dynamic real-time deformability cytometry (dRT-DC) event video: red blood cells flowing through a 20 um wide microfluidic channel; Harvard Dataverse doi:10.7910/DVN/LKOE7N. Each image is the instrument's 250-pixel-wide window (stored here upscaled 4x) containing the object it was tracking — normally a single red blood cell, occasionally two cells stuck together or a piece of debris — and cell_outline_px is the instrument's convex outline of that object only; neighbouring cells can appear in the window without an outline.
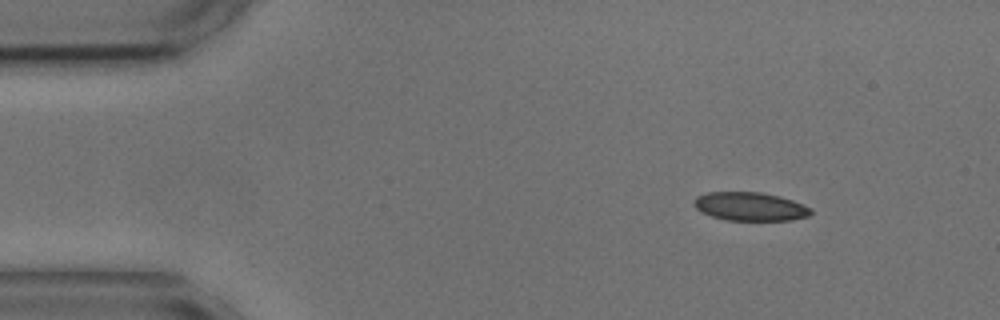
{"species": "common noctule bat (a hibernating species)", "species_latin": "Nyctalus noctula", "temperature_condition": "cold", "stored_images_in_passage": 49, "camera_frame_rate_fps": 3000, "um_per_image_px": 0.085, "animal": {"sex": "male", "body_mass_g": 17.9, "forearm_length_mm": 54.2}, "frame": {"image": 1, "passage_image": 1, "time_ms": 0.0, "image_size_px": [1000, 320], "cell_outline_px": [[812, 212], [808, 216], [792, 220], [728, 220], [712, 216], [700, 212], [692, 204], [692, 200], [696, 196], [708, 192], [760, 192], [780, 196], [792, 200], [812, 208]], "centroid_in_image_um": [63.73, 17.55], "position_along_channel_um": 21.3, "area_um2": 19.54}}
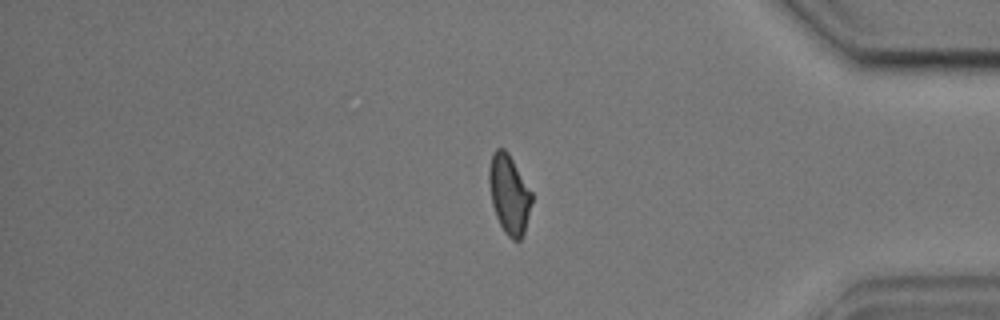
{"frame": {"image": 2, "passage_image": 40, "time_ms": 13.0, "image_size_px": [1000, 320], "cell_outline_px": [[532, 200], [524, 232], [520, 240], [512, 240], [504, 232], [496, 216], [492, 204], [488, 180], [488, 168], [492, 152], [496, 148], [504, 148], [508, 152], [532, 192]], "centroid_in_image_um": [43.25, 16.48], "position_along_channel_um": 391.9, "area_um2": 19.71}}
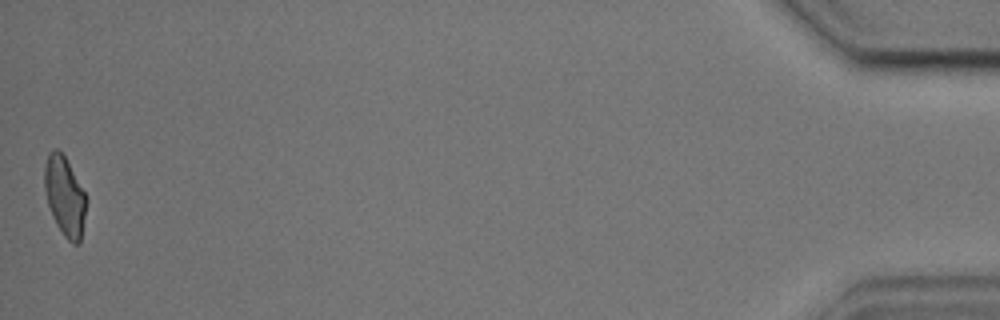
{"frame": {"image": 3, "passage_image": 49, "time_ms": 16.0, "image_size_px": [1000, 320], "cell_outline_px": [[88, 200], [80, 244], [72, 244], [64, 236], [56, 224], [52, 216], [48, 204], [44, 188], [44, 168], [48, 152], [52, 148], [56, 148], [64, 156], [88, 196]], "centroid_in_image_um": [5.52, 16.69], "position_along_channel_um": 429.7, "area_um2": 19.65}, "authors_computed_cell_mechanics": {"area_um2": 20.1722, "velocity_mm_per_s": 3.5969, "shape_relaxation_time_tau1_ms": 5.6069, "shape_relaxation_time_tau2_ms": 2.0192, "deformation_change_tau1": 0.1274, "deformation_change_tau2": 0.0661}}